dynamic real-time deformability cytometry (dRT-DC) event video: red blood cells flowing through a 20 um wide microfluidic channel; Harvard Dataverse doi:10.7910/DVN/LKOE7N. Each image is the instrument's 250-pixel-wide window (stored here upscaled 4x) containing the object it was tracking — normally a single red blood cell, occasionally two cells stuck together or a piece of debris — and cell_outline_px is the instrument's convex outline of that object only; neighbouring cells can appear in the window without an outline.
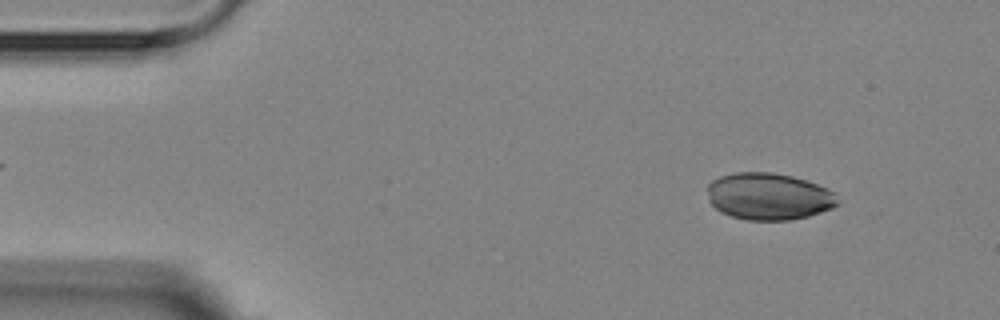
{"species": "Egyptian fruit bat (a non-hibernating species)", "species_latin": "Rousettus aegyptiacus", "temperature_condition": "room temperature", "stored_images_in_passage": 4, "camera_frame_rate_fps": 3000, "um_per_image_px": 0.085, "animal": {"sex": "female"}, "frame": {"image": 1, "passage_image": 1, "time_ms": 0.0, "image_size_px": [1000, 320], "cell_outline_px": [[840, 204], [832, 208], [808, 216], [792, 220], [748, 220], [732, 216], [720, 212], [712, 204], [708, 192], [708, 184], [712, 180], [720, 176], [736, 172], [772, 172], [792, 176], [828, 188], [836, 192]], "centroid_in_image_um": [65.38, 16.69], "position_along_channel_um": 19.6, "area_um2": 35.72}}
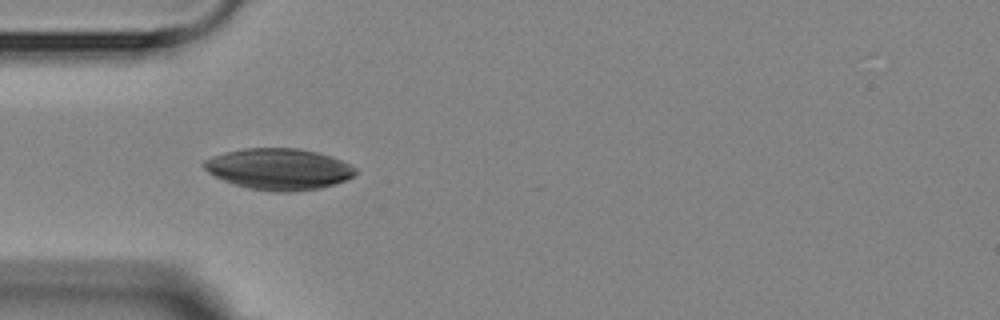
{"frame": {"image": 2, "passage_image": 4, "time_ms": 3.333, "image_size_px": [1000, 320], "cell_outline_px": [[356, 172], [352, 176], [336, 184], [320, 188], [288, 192], [276, 192], [248, 188], [224, 180], [208, 172], [200, 164], [204, 160], [212, 156], [224, 152], [244, 148], [296, 148], [316, 152], [332, 156], [352, 164], [356, 168]], "centroid_in_image_um": [23.7, 14.36], "position_along_channel_um": 61.3, "area_um2": 36.47}}